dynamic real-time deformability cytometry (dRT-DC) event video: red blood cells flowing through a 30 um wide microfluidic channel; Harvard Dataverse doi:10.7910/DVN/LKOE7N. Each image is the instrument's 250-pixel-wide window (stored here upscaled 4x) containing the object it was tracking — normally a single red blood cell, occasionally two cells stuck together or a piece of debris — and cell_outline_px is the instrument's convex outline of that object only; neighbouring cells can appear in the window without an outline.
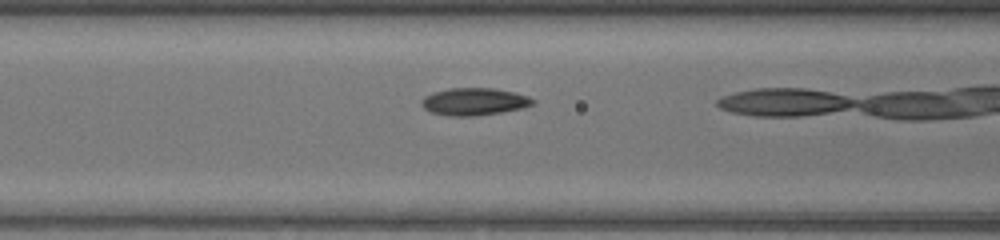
{"species": "common noctule bat (a hibernating species)", "species_latin": "Nyctalus noctula", "temperature_condition": "warm", "stored_images_in_passage": 14, "camera_frame_rate_fps": 3000, "um_per_image_px": 0.085, "animal": {"sex": "female", "body_mass_g": 17.0, "forearm_length_mm": 48.0}, "frame": {"image": 1, "passage_image": 13, "time_ms": 4.0, "image_size_px": [1000, 240], "cell_outline_px": [[536, 104], [520, 108], [500, 112], [472, 116], [448, 116], [432, 112], [424, 108], [420, 104], [420, 100], [424, 96], [432, 92], [448, 88], [492, 88], [512, 92], [528, 96], [536, 100]], "centroid_in_image_um": [40.27, 8.63], "position_along_channel_um": 126.3, "area_um2": 17.74}}